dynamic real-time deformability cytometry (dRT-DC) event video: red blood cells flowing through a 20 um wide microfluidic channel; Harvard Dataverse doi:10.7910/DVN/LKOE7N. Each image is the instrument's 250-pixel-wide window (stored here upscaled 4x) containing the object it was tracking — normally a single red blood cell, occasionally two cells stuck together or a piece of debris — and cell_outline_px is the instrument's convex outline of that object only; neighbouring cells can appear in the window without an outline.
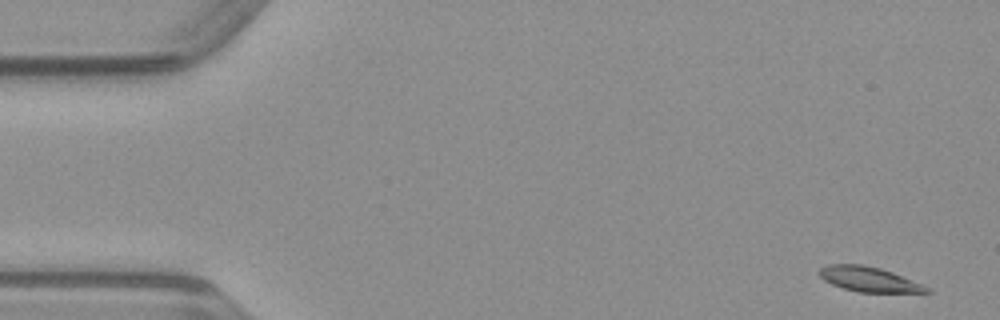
{"species": "common noctule bat (a hibernating species)", "species_latin": "Nyctalus noctula", "temperature_condition": "warm", "stored_images_in_passage": 49, "camera_frame_rate_fps": 3000, "um_per_image_px": 0.085, "animal": {"sex": "male", "body_mass_g": 23.1, "forearm_length_mm": 52.7}, "frame": {"image": 1, "passage_image": 1, "time_ms": 0.0, "image_size_px": [1000, 320], "cell_outline_px": [[932, 292], [860, 292], [844, 288], [832, 284], [824, 280], [820, 276], [820, 268], [828, 264], [864, 264], [880, 268], [892, 272], [920, 284], [928, 288]], "centroid_in_image_um": [73.81, 23.72], "position_along_channel_um": 11.2, "area_um2": 15.2}}
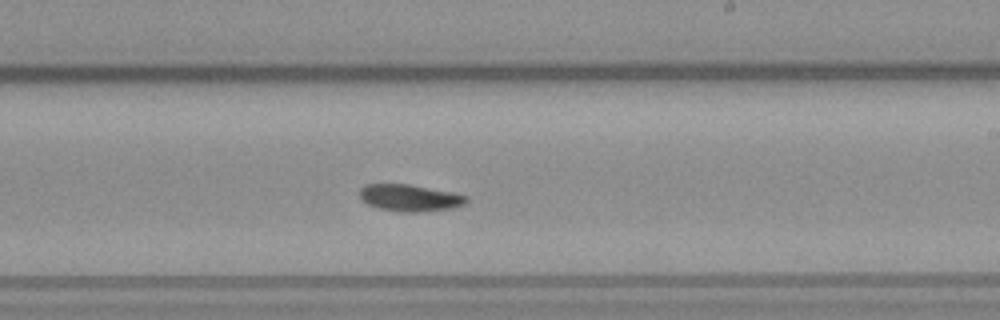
{"frame": {"image": 2, "passage_image": 28, "time_ms": 9.0, "image_size_px": [1000, 320], "cell_outline_px": [[468, 200], [464, 204], [452, 208], [416, 212], [400, 212], [380, 208], [368, 204], [360, 196], [360, 188], [364, 184], [408, 184], [452, 192], [468, 196]], "centroid_in_image_um": [34.84, 16.81], "position_along_channel_um": 254.2, "area_um2": 16.53}}
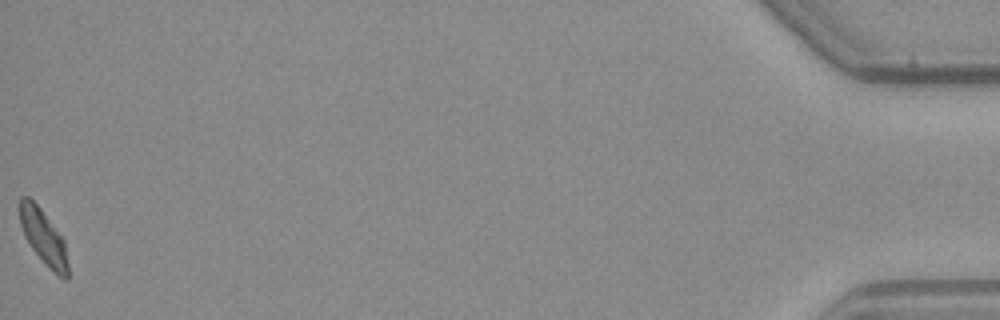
{"frame": {"image": 3, "passage_image": 49, "time_ms": 16.0, "image_size_px": [1000, 320], "cell_outline_px": [[68, 280], [64, 280], [32, 248], [20, 224], [20, 196], [28, 196], [40, 208], [64, 240], [68, 264]], "centroid_in_image_um": [3.71, 20.11], "position_along_channel_um": 431.5, "area_um2": 14.62}}